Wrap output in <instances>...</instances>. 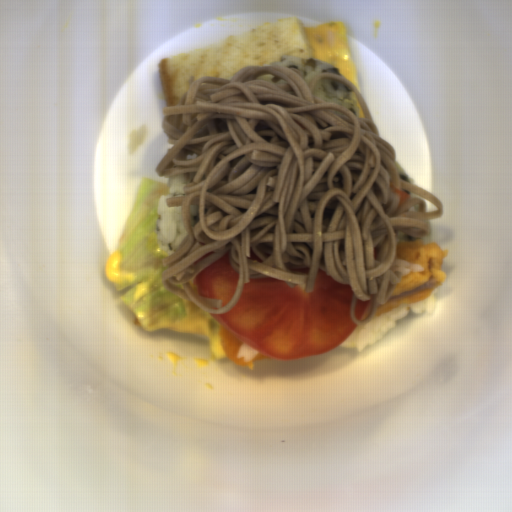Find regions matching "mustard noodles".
<instances>
[{"mask_svg": "<svg viewBox=\"0 0 512 512\" xmlns=\"http://www.w3.org/2000/svg\"><path fill=\"white\" fill-rule=\"evenodd\" d=\"M352 88L365 115L357 118L314 95L318 81ZM177 105L162 108L161 128L173 144L158 162L159 177L182 174L180 207L186 236L163 258L162 285L205 312L225 314L244 283L263 274L315 288L319 271L349 284L352 321L368 325L401 283L393 270L400 231L430 233L426 221L445 207L433 193L401 178L396 148L380 130L359 88L323 71L309 84L303 70L242 66L231 77H194ZM229 251L240 274L222 308L199 296L190 279ZM357 298H374L357 320Z\"/></svg>", "mask_w": 512, "mask_h": 512, "instance_id": "1", "label": "mustard noodles"}]
</instances>
